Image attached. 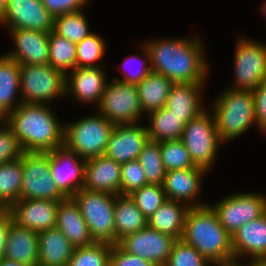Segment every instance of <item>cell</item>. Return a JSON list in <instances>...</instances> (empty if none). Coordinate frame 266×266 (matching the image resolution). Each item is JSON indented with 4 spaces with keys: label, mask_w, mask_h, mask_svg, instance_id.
I'll use <instances>...</instances> for the list:
<instances>
[{
    "label": "cell",
    "mask_w": 266,
    "mask_h": 266,
    "mask_svg": "<svg viewBox=\"0 0 266 266\" xmlns=\"http://www.w3.org/2000/svg\"><path fill=\"white\" fill-rule=\"evenodd\" d=\"M141 41L149 52L152 72L168 77L173 83H208L212 68L201 35Z\"/></svg>",
    "instance_id": "1"
},
{
    "label": "cell",
    "mask_w": 266,
    "mask_h": 266,
    "mask_svg": "<svg viewBox=\"0 0 266 266\" xmlns=\"http://www.w3.org/2000/svg\"><path fill=\"white\" fill-rule=\"evenodd\" d=\"M3 120L24 152H48L63 146L64 121L54 105L21 103Z\"/></svg>",
    "instance_id": "2"
},
{
    "label": "cell",
    "mask_w": 266,
    "mask_h": 266,
    "mask_svg": "<svg viewBox=\"0 0 266 266\" xmlns=\"http://www.w3.org/2000/svg\"><path fill=\"white\" fill-rule=\"evenodd\" d=\"M181 240L193 246L213 265L234 264L232 236L219 223L208 204L189 209Z\"/></svg>",
    "instance_id": "3"
},
{
    "label": "cell",
    "mask_w": 266,
    "mask_h": 266,
    "mask_svg": "<svg viewBox=\"0 0 266 266\" xmlns=\"http://www.w3.org/2000/svg\"><path fill=\"white\" fill-rule=\"evenodd\" d=\"M220 89L208 105L215 119L220 140L225 144L240 140L251 128H257L253 91ZM227 143V144H226Z\"/></svg>",
    "instance_id": "4"
},
{
    "label": "cell",
    "mask_w": 266,
    "mask_h": 266,
    "mask_svg": "<svg viewBox=\"0 0 266 266\" xmlns=\"http://www.w3.org/2000/svg\"><path fill=\"white\" fill-rule=\"evenodd\" d=\"M73 119L64 121L63 145L85 160L104 155L115 125L95 109Z\"/></svg>",
    "instance_id": "5"
},
{
    "label": "cell",
    "mask_w": 266,
    "mask_h": 266,
    "mask_svg": "<svg viewBox=\"0 0 266 266\" xmlns=\"http://www.w3.org/2000/svg\"><path fill=\"white\" fill-rule=\"evenodd\" d=\"M181 140L194 165L211 173L225 144L219 138L209 107L185 124Z\"/></svg>",
    "instance_id": "6"
},
{
    "label": "cell",
    "mask_w": 266,
    "mask_h": 266,
    "mask_svg": "<svg viewBox=\"0 0 266 266\" xmlns=\"http://www.w3.org/2000/svg\"><path fill=\"white\" fill-rule=\"evenodd\" d=\"M94 242L118 244L115 236V195L82 188L72 197Z\"/></svg>",
    "instance_id": "7"
},
{
    "label": "cell",
    "mask_w": 266,
    "mask_h": 266,
    "mask_svg": "<svg viewBox=\"0 0 266 266\" xmlns=\"http://www.w3.org/2000/svg\"><path fill=\"white\" fill-rule=\"evenodd\" d=\"M233 78L227 88L254 91L266 79V42L236 35Z\"/></svg>",
    "instance_id": "8"
},
{
    "label": "cell",
    "mask_w": 266,
    "mask_h": 266,
    "mask_svg": "<svg viewBox=\"0 0 266 266\" xmlns=\"http://www.w3.org/2000/svg\"><path fill=\"white\" fill-rule=\"evenodd\" d=\"M66 75L49 64L20 66L22 103L52 105L65 101Z\"/></svg>",
    "instance_id": "9"
},
{
    "label": "cell",
    "mask_w": 266,
    "mask_h": 266,
    "mask_svg": "<svg viewBox=\"0 0 266 266\" xmlns=\"http://www.w3.org/2000/svg\"><path fill=\"white\" fill-rule=\"evenodd\" d=\"M208 205L215 212L219 223L233 236L242 225L266 212V191L237 190L214 203L208 202Z\"/></svg>",
    "instance_id": "10"
},
{
    "label": "cell",
    "mask_w": 266,
    "mask_h": 266,
    "mask_svg": "<svg viewBox=\"0 0 266 266\" xmlns=\"http://www.w3.org/2000/svg\"><path fill=\"white\" fill-rule=\"evenodd\" d=\"M114 125L134 124L145 120L136 84L109 79L95 109Z\"/></svg>",
    "instance_id": "11"
},
{
    "label": "cell",
    "mask_w": 266,
    "mask_h": 266,
    "mask_svg": "<svg viewBox=\"0 0 266 266\" xmlns=\"http://www.w3.org/2000/svg\"><path fill=\"white\" fill-rule=\"evenodd\" d=\"M23 178L20 199L64 201L67 197L58 189L51 174L48 152H23Z\"/></svg>",
    "instance_id": "12"
},
{
    "label": "cell",
    "mask_w": 266,
    "mask_h": 266,
    "mask_svg": "<svg viewBox=\"0 0 266 266\" xmlns=\"http://www.w3.org/2000/svg\"><path fill=\"white\" fill-rule=\"evenodd\" d=\"M105 67L75 68L66 74L65 102L74 101L84 107L99 105L109 76Z\"/></svg>",
    "instance_id": "13"
},
{
    "label": "cell",
    "mask_w": 266,
    "mask_h": 266,
    "mask_svg": "<svg viewBox=\"0 0 266 266\" xmlns=\"http://www.w3.org/2000/svg\"><path fill=\"white\" fill-rule=\"evenodd\" d=\"M177 239L157 230L145 227L119 240L118 245L126 252L142 257L155 266H165Z\"/></svg>",
    "instance_id": "14"
},
{
    "label": "cell",
    "mask_w": 266,
    "mask_h": 266,
    "mask_svg": "<svg viewBox=\"0 0 266 266\" xmlns=\"http://www.w3.org/2000/svg\"><path fill=\"white\" fill-rule=\"evenodd\" d=\"M206 175L210 174L198 166L166 172L162 186L167 199L182 202L190 208L207 205L208 201L201 198Z\"/></svg>",
    "instance_id": "15"
},
{
    "label": "cell",
    "mask_w": 266,
    "mask_h": 266,
    "mask_svg": "<svg viewBox=\"0 0 266 266\" xmlns=\"http://www.w3.org/2000/svg\"><path fill=\"white\" fill-rule=\"evenodd\" d=\"M31 29L50 33L54 29V17L44 7L42 0H8L6 11L0 20V28Z\"/></svg>",
    "instance_id": "16"
},
{
    "label": "cell",
    "mask_w": 266,
    "mask_h": 266,
    "mask_svg": "<svg viewBox=\"0 0 266 266\" xmlns=\"http://www.w3.org/2000/svg\"><path fill=\"white\" fill-rule=\"evenodd\" d=\"M85 162L64 145L49 151L53 180L67 198H72L83 188Z\"/></svg>",
    "instance_id": "17"
},
{
    "label": "cell",
    "mask_w": 266,
    "mask_h": 266,
    "mask_svg": "<svg viewBox=\"0 0 266 266\" xmlns=\"http://www.w3.org/2000/svg\"><path fill=\"white\" fill-rule=\"evenodd\" d=\"M12 49L4 52L20 65L49 64V33L31 29L8 30Z\"/></svg>",
    "instance_id": "18"
},
{
    "label": "cell",
    "mask_w": 266,
    "mask_h": 266,
    "mask_svg": "<svg viewBox=\"0 0 266 266\" xmlns=\"http://www.w3.org/2000/svg\"><path fill=\"white\" fill-rule=\"evenodd\" d=\"M148 141L144 121L134 124H118L115 125L109 137L104 155L119 164L138 160L139 154Z\"/></svg>",
    "instance_id": "19"
},
{
    "label": "cell",
    "mask_w": 266,
    "mask_h": 266,
    "mask_svg": "<svg viewBox=\"0 0 266 266\" xmlns=\"http://www.w3.org/2000/svg\"><path fill=\"white\" fill-rule=\"evenodd\" d=\"M232 250L234 263H256L266 256V212L235 232Z\"/></svg>",
    "instance_id": "20"
},
{
    "label": "cell",
    "mask_w": 266,
    "mask_h": 266,
    "mask_svg": "<svg viewBox=\"0 0 266 266\" xmlns=\"http://www.w3.org/2000/svg\"><path fill=\"white\" fill-rule=\"evenodd\" d=\"M59 202L44 199H19L9 208V213L19 226L40 232L56 227Z\"/></svg>",
    "instance_id": "21"
},
{
    "label": "cell",
    "mask_w": 266,
    "mask_h": 266,
    "mask_svg": "<svg viewBox=\"0 0 266 266\" xmlns=\"http://www.w3.org/2000/svg\"><path fill=\"white\" fill-rule=\"evenodd\" d=\"M207 83H174L166 101V108L185 123L202 113L206 105Z\"/></svg>",
    "instance_id": "22"
},
{
    "label": "cell",
    "mask_w": 266,
    "mask_h": 266,
    "mask_svg": "<svg viewBox=\"0 0 266 266\" xmlns=\"http://www.w3.org/2000/svg\"><path fill=\"white\" fill-rule=\"evenodd\" d=\"M121 166L105 155L86 160L83 188L121 195Z\"/></svg>",
    "instance_id": "23"
},
{
    "label": "cell",
    "mask_w": 266,
    "mask_h": 266,
    "mask_svg": "<svg viewBox=\"0 0 266 266\" xmlns=\"http://www.w3.org/2000/svg\"><path fill=\"white\" fill-rule=\"evenodd\" d=\"M38 232L19 226L12 221L4 252V258L27 266H38Z\"/></svg>",
    "instance_id": "24"
},
{
    "label": "cell",
    "mask_w": 266,
    "mask_h": 266,
    "mask_svg": "<svg viewBox=\"0 0 266 266\" xmlns=\"http://www.w3.org/2000/svg\"><path fill=\"white\" fill-rule=\"evenodd\" d=\"M56 227L74 247L89 246L94 243L79 207L72 198L59 202Z\"/></svg>",
    "instance_id": "25"
},
{
    "label": "cell",
    "mask_w": 266,
    "mask_h": 266,
    "mask_svg": "<svg viewBox=\"0 0 266 266\" xmlns=\"http://www.w3.org/2000/svg\"><path fill=\"white\" fill-rule=\"evenodd\" d=\"M38 240V266H67L75 247L57 227L38 232Z\"/></svg>",
    "instance_id": "26"
},
{
    "label": "cell",
    "mask_w": 266,
    "mask_h": 266,
    "mask_svg": "<svg viewBox=\"0 0 266 266\" xmlns=\"http://www.w3.org/2000/svg\"><path fill=\"white\" fill-rule=\"evenodd\" d=\"M20 64L0 53V119L14 111L21 103Z\"/></svg>",
    "instance_id": "27"
},
{
    "label": "cell",
    "mask_w": 266,
    "mask_h": 266,
    "mask_svg": "<svg viewBox=\"0 0 266 266\" xmlns=\"http://www.w3.org/2000/svg\"><path fill=\"white\" fill-rule=\"evenodd\" d=\"M190 207L182 202L168 200L148 218L147 226L180 240Z\"/></svg>",
    "instance_id": "28"
},
{
    "label": "cell",
    "mask_w": 266,
    "mask_h": 266,
    "mask_svg": "<svg viewBox=\"0 0 266 266\" xmlns=\"http://www.w3.org/2000/svg\"><path fill=\"white\" fill-rule=\"evenodd\" d=\"M173 84L168 77L152 71L136 84L142 113L145 117L166 106Z\"/></svg>",
    "instance_id": "29"
},
{
    "label": "cell",
    "mask_w": 266,
    "mask_h": 266,
    "mask_svg": "<svg viewBox=\"0 0 266 266\" xmlns=\"http://www.w3.org/2000/svg\"><path fill=\"white\" fill-rule=\"evenodd\" d=\"M116 242L124 236L147 227L148 220L129 195H115L114 202Z\"/></svg>",
    "instance_id": "30"
},
{
    "label": "cell",
    "mask_w": 266,
    "mask_h": 266,
    "mask_svg": "<svg viewBox=\"0 0 266 266\" xmlns=\"http://www.w3.org/2000/svg\"><path fill=\"white\" fill-rule=\"evenodd\" d=\"M144 121L149 140L154 142L181 139L186 124L166 107L148 114Z\"/></svg>",
    "instance_id": "31"
},
{
    "label": "cell",
    "mask_w": 266,
    "mask_h": 266,
    "mask_svg": "<svg viewBox=\"0 0 266 266\" xmlns=\"http://www.w3.org/2000/svg\"><path fill=\"white\" fill-rule=\"evenodd\" d=\"M22 178L21 158L0 164V202L7 208L20 199Z\"/></svg>",
    "instance_id": "32"
},
{
    "label": "cell",
    "mask_w": 266,
    "mask_h": 266,
    "mask_svg": "<svg viewBox=\"0 0 266 266\" xmlns=\"http://www.w3.org/2000/svg\"><path fill=\"white\" fill-rule=\"evenodd\" d=\"M76 54V43L54 31L49 33V65L66 75L76 68Z\"/></svg>",
    "instance_id": "33"
},
{
    "label": "cell",
    "mask_w": 266,
    "mask_h": 266,
    "mask_svg": "<svg viewBox=\"0 0 266 266\" xmlns=\"http://www.w3.org/2000/svg\"><path fill=\"white\" fill-rule=\"evenodd\" d=\"M85 12V10H82L54 17L53 31L70 42L76 44L81 42L93 32Z\"/></svg>",
    "instance_id": "34"
},
{
    "label": "cell",
    "mask_w": 266,
    "mask_h": 266,
    "mask_svg": "<svg viewBox=\"0 0 266 266\" xmlns=\"http://www.w3.org/2000/svg\"><path fill=\"white\" fill-rule=\"evenodd\" d=\"M107 45L106 40L94 31L78 42L76 44V68L105 67L102 59L107 51Z\"/></svg>",
    "instance_id": "35"
},
{
    "label": "cell",
    "mask_w": 266,
    "mask_h": 266,
    "mask_svg": "<svg viewBox=\"0 0 266 266\" xmlns=\"http://www.w3.org/2000/svg\"><path fill=\"white\" fill-rule=\"evenodd\" d=\"M138 49L139 52L141 50L139 55H137V53L136 55L133 53L128 54V56H126L123 59V62L118 66L120 68H117L116 71H120L121 78H117L115 76L111 79L119 80L124 83L137 84L141 82L152 71L149 52L142 41H139ZM130 64L136 66H134L135 70Z\"/></svg>",
    "instance_id": "36"
},
{
    "label": "cell",
    "mask_w": 266,
    "mask_h": 266,
    "mask_svg": "<svg viewBox=\"0 0 266 266\" xmlns=\"http://www.w3.org/2000/svg\"><path fill=\"white\" fill-rule=\"evenodd\" d=\"M138 161L144 169L147 184H163L166 170L162 162L160 142L149 140L139 154Z\"/></svg>",
    "instance_id": "37"
},
{
    "label": "cell",
    "mask_w": 266,
    "mask_h": 266,
    "mask_svg": "<svg viewBox=\"0 0 266 266\" xmlns=\"http://www.w3.org/2000/svg\"><path fill=\"white\" fill-rule=\"evenodd\" d=\"M112 245L94 242L89 246L75 247L67 266H109Z\"/></svg>",
    "instance_id": "38"
},
{
    "label": "cell",
    "mask_w": 266,
    "mask_h": 266,
    "mask_svg": "<svg viewBox=\"0 0 266 266\" xmlns=\"http://www.w3.org/2000/svg\"><path fill=\"white\" fill-rule=\"evenodd\" d=\"M160 151L166 172L196 167L181 139L160 142Z\"/></svg>",
    "instance_id": "39"
},
{
    "label": "cell",
    "mask_w": 266,
    "mask_h": 266,
    "mask_svg": "<svg viewBox=\"0 0 266 266\" xmlns=\"http://www.w3.org/2000/svg\"><path fill=\"white\" fill-rule=\"evenodd\" d=\"M148 219L167 201L162 185L147 184L129 195Z\"/></svg>",
    "instance_id": "40"
},
{
    "label": "cell",
    "mask_w": 266,
    "mask_h": 266,
    "mask_svg": "<svg viewBox=\"0 0 266 266\" xmlns=\"http://www.w3.org/2000/svg\"><path fill=\"white\" fill-rule=\"evenodd\" d=\"M165 266H215L204 258L193 246L176 240Z\"/></svg>",
    "instance_id": "41"
},
{
    "label": "cell",
    "mask_w": 266,
    "mask_h": 266,
    "mask_svg": "<svg viewBox=\"0 0 266 266\" xmlns=\"http://www.w3.org/2000/svg\"><path fill=\"white\" fill-rule=\"evenodd\" d=\"M147 185L144 169L138 160H133L121 166V195H130Z\"/></svg>",
    "instance_id": "42"
},
{
    "label": "cell",
    "mask_w": 266,
    "mask_h": 266,
    "mask_svg": "<svg viewBox=\"0 0 266 266\" xmlns=\"http://www.w3.org/2000/svg\"><path fill=\"white\" fill-rule=\"evenodd\" d=\"M23 152L12 129L0 119V164L19 159Z\"/></svg>",
    "instance_id": "43"
},
{
    "label": "cell",
    "mask_w": 266,
    "mask_h": 266,
    "mask_svg": "<svg viewBox=\"0 0 266 266\" xmlns=\"http://www.w3.org/2000/svg\"><path fill=\"white\" fill-rule=\"evenodd\" d=\"M91 0H42L44 7L53 16L79 12L90 6Z\"/></svg>",
    "instance_id": "44"
},
{
    "label": "cell",
    "mask_w": 266,
    "mask_h": 266,
    "mask_svg": "<svg viewBox=\"0 0 266 266\" xmlns=\"http://www.w3.org/2000/svg\"><path fill=\"white\" fill-rule=\"evenodd\" d=\"M109 266H155L153 263L124 251L118 244L112 245Z\"/></svg>",
    "instance_id": "45"
},
{
    "label": "cell",
    "mask_w": 266,
    "mask_h": 266,
    "mask_svg": "<svg viewBox=\"0 0 266 266\" xmlns=\"http://www.w3.org/2000/svg\"><path fill=\"white\" fill-rule=\"evenodd\" d=\"M258 133L266 137V79L253 91Z\"/></svg>",
    "instance_id": "46"
},
{
    "label": "cell",
    "mask_w": 266,
    "mask_h": 266,
    "mask_svg": "<svg viewBox=\"0 0 266 266\" xmlns=\"http://www.w3.org/2000/svg\"><path fill=\"white\" fill-rule=\"evenodd\" d=\"M13 221V217L8 213L0 221V260L4 258L5 247L7 243V237L9 233V226Z\"/></svg>",
    "instance_id": "47"
},
{
    "label": "cell",
    "mask_w": 266,
    "mask_h": 266,
    "mask_svg": "<svg viewBox=\"0 0 266 266\" xmlns=\"http://www.w3.org/2000/svg\"><path fill=\"white\" fill-rule=\"evenodd\" d=\"M0 266H27V265H24V264H21V263H18L16 261H12L6 258H2L0 260Z\"/></svg>",
    "instance_id": "48"
},
{
    "label": "cell",
    "mask_w": 266,
    "mask_h": 266,
    "mask_svg": "<svg viewBox=\"0 0 266 266\" xmlns=\"http://www.w3.org/2000/svg\"><path fill=\"white\" fill-rule=\"evenodd\" d=\"M9 213L7 208L2 202H0V221Z\"/></svg>",
    "instance_id": "49"
},
{
    "label": "cell",
    "mask_w": 266,
    "mask_h": 266,
    "mask_svg": "<svg viewBox=\"0 0 266 266\" xmlns=\"http://www.w3.org/2000/svg\"><path fill=\"white\" fill-rule=\"evenodd\" d=\"M7 4H8V0H0V20L6 11Z\"/></svg>",
    "instance_id": "50"
},
{
    "label": "cell",
    "mask_w": 266,
    "mask_h": 266,
    "mask_svg": "<svg viewBox=\"0 0 266 266\" xmlns=\"http://www.w3.org/2000/svg\"><path fill=\"white\" fill-rule=\"evenodd\" d=\"M255 264L257 266H266V256L261 257Z\"/></svg>",
    "instance_id": "51"
},
{
    "label": "cell",
    "mask_w": 266,
    "mask_h": 266,
    "mask_svg": "<svg viewBox=\"0 0 266 266\" xmlns=\"http://www.w3.org/2000/svg\"><path fill=\"white\" fill-rule=\"evenodd\" d=\"M260 13L262 14V16L264 15V17H266V0L263 1V4H261L260 6Z\"/></svg>",
    "instance_id": "52"
},
{
    "label": "cell",
    "mask_w": 266,
    "mask_h": 266,
    "mask_svg": "<svg viewBox=\"0 0 266 266\" xmlns=\"http://www.w3.org/2000/svg\"><path fill=\"white\" fill-rule=\"evenodd\" d=\"M237 266H257L255 263H237Z\"/></svg>",
    "instance_id": "53"
},
{
    "label": "cell",
    "mask_w": 266,
    "mask_h": 266,
    "mask_svg": "<svg viewBox=\"0 0 266 266\" xmlns=\"http://www.w3.org/2000/svg\"><path fill=\"white\" fill-rule=\"evenodd\" d=\"M215 266H237V263L230 264V265H215Z\"/></svg>",
    "instance_id": "54"
}]
</instances>
